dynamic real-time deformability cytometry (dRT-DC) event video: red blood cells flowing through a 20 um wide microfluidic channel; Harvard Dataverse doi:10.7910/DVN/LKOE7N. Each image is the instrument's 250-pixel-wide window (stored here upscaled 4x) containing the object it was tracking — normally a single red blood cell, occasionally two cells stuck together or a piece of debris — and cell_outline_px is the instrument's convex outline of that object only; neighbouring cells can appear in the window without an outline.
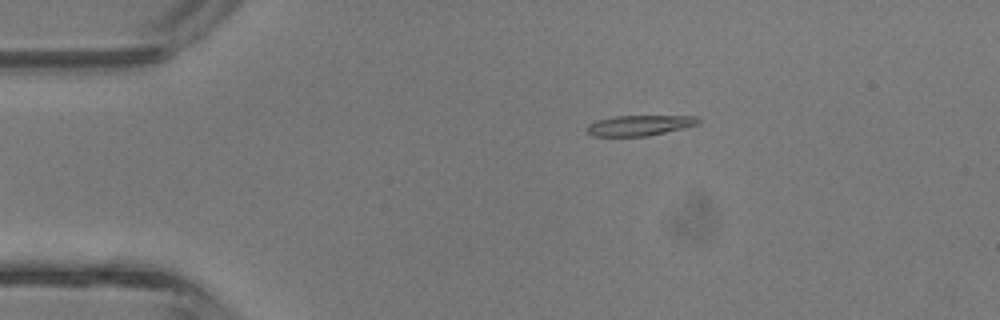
{"species": "common noctule bat (a hibernating species)", "species_latin": "Nyctalus noctula", "temperature_condition": "room temperature", "stored_images_in_passage": 28, "camera_frame_rate_fps": 3000, "um_per_image_px": 0.085, "animal": {"sex": "male", "body_mass_g": 13.3}, "frame": {"image": 1, "passage_image": 3, "time_ms": 0.667, "image_size_px": [1000, 320], "cell_outline_px": [[700, 124], [648, 136], [592, 136], [588, 132], [588, 124], [596, 120], [616, 116], [696, 116], [700, 120]], "centroid_in_image_um": [54.37, 10.65], "position_along_channel_um": 30.6, "area_um2": 13.18}}
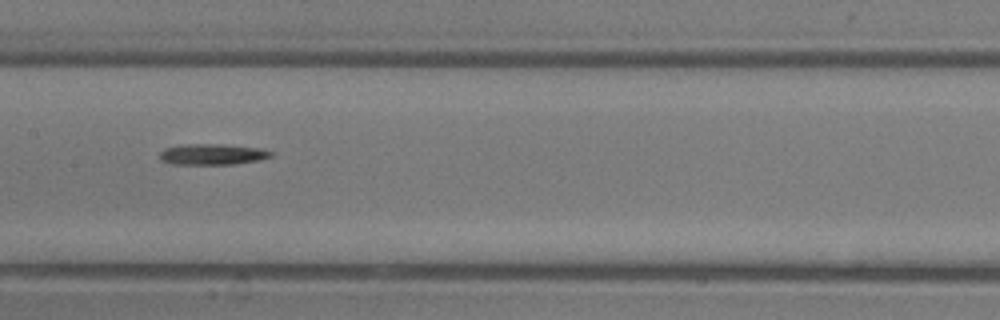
{"frame": {"image": 2, "passage_image": 16, "time_ms": 5.0, "image_size_px": [1000, 320], "cell_outline_px": [[272, 156], [260, 160], [232, 164], [172, 164], [160, 160], [160, 152], [164, 148], [180, 144], [216, 144], [260, 148], [272, 152]], "centroid_in_image_um": [18.01, 13.11], "position_along_channel_um": 189.4, "area_um2": 13.53}}
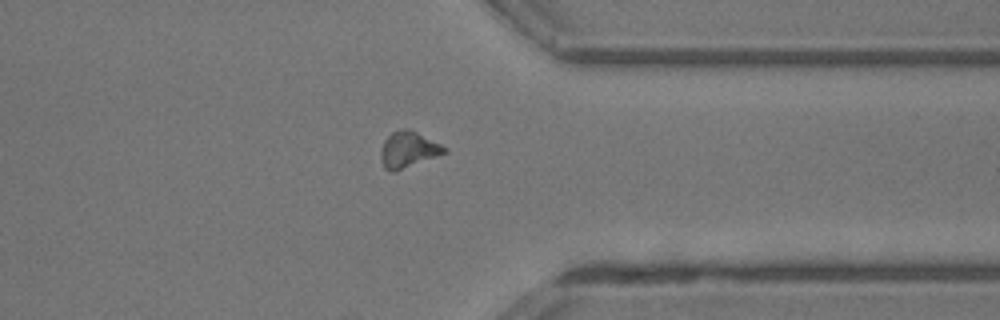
{"frame": {"image": 3, "passage_image": 28, "time_ms": 9.0, "image_size_px": [1000, 320], "cell_outline_px": [[448, 152], [392, 172], [384, 168], [380, 160], [380, 152], [384, 140], [392, 132], [400, 128], [408, 128], [448, 148]], "centroid_in_image_um": [34.68, 12.7], "position_along_channel_um": 376.7, "area_um2": 13.24}}